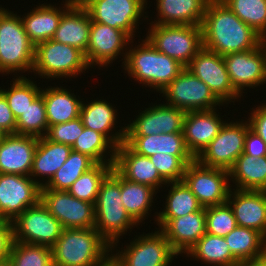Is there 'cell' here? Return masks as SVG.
<instances>
[{
	"instance_id": "cell-53",
	"label": "cell",
	"mask_w": 266,
	"mask_h": 266,
	"mask_svg": "<svg viewBox=\"0 0 266 266\" xmlns=\"http://www.w3.org/2000/svg\"><path fill=\"white\" fill-rule=\"evenodd\" d=\"M0 266H15L10 258L0 261Z\"/></svg>"
},
{
	"instance_id": "cell-12",
	"label": "cell",
	"mask_w": 266,
	"mask_h": 266,
	"mask_svg": "<svg viewBox=\"0 0 266 266\" xmlns=\"http://www.w3.org/2000/svg\"><path fill=\"white\" fill-rule=\"evenodd\" d=\"M13 225V241L52 247L61 236V223L39 201L25 209Z\"/></svg>"
},
{
	"instance_id": "cell-51",
	"label": "cell",
	"mask_w": 266,
	"mask_h": 266,
	"mask_svg": "<svg viewBox=\"0 0 266 266\" xmlns=\"http://www.w3.org/2000/svg\"><path fill=\"white\" fill-rule=\"evenodd\" d=\"M237 266H266V256L256 260L241 262Z\"/></svg>"
},
{
	"instance_id": "cell-32",
	"label": "cell",
	"mask_w": 266,
	"mask_h": 266,
	"mask_svg": "<svg viewBox=\"0 0 266 266\" xmlns=\"http://www.w3.org/2000/svg\"><path fill=\"white\" fill-rule=\"evenodd\" d=\"M125 143L134 152L147 157L156 153L192 156L185 145L183 132L149 136H125Z\"/></svg>"
},
{
	"instance_id": "cell-50",
	"label": "cell",
	"mask_w": 266,
	"mask_h": 266,
	"mask_svg": "<svg viewBox=\"0 0 266 266\" xmlns=\"http://www.w3.org/2000/svg\"><path fill=\"white\" fill-rule=\"evenodd\" d=\"M12 243L13 225L12 222L5 221L0 226V261L9 258Z\"/></svg>"
},
{
	"instance_id": "cell-54",
	"label": "cell",
	"mask_w": 266,
	"mask_h": 266,
	"mask_svg": "<svg viewBox=\"0 0 266 266\" xmlns=\"http://www.w3.org/2000/svg\"><path fill=\"white\" fill-rule=\"evenodd\" d=\"M8 134L5 132V130L0 126V141L5 138Z\"/></svg>"
},
{
	"instance_id": "cell-31",
	"label": "cell",
	"mask_w": 266,
	"mask_h": 266,
	"mask_svg": "<svg viewBox=\"0 0 266 266\" xmlns=\"http://www.w3.org/2000/svg\"><path fill=\"white\" fill-rule=\"evenodd\" d=\"M170 188L166 194V201L163 203V209L155 212V222L158 229H162L172 218L188 215L200 211L203 206L198 202L196 196L191 192L190 188L182 181L167 182L165 185Z\"/></svg>"
},
{
	"instance_id": "cell-20",
	"label": "cell",
	"mask_w": 266,
	"mask_h": 266,
	"mask_svg": "<svg viewBox=\"0 0 266 266\" xmlns=\"http://www.w3.org/2000/svg\"><path fill=\"white\" fill-rule=\"evenodd\" d=\"M218 109L188 111L183 120L185 145L196 159L209 143L218 135L226 122Z\"/></svg>"
},
{
	"instance_id": "cell-23",
	"label": "cell",
	"mask_w": 266,
	"mask_h": 266,
	"mask_svg": "<svg viewBox=\"0 0 266 266\" xmlns=\"http://www.w3.org/2000/svg\"><path fill=\"white\" fill-rule=\"evenodd\" d=\"M39 137L8 134L0 141V173L30 176Z\"/></svg>"
},
{
	"instance_id": "cell-7",
	"label": "cell",
	"mask_w": 266,
	"mask_h": 266,
	"mask_svg": "<svg viewBox=\"0 0 266 266\" xmlns=\"http://www.w3.org/2000/svg\"><path fill=\"white\" fill-rule=\"evenodd\" d=\"M134 236L126 248L122 243L121 250L117 244L111 245V261L116 266H170L178 256L160 229Z\"/></svg>"
},
{
	"instance_id": "cell-2",
	"label": "cell",
	"mask_w": 266,
	"mask_h": 266,
	"mask_svg": "<svg viewBox=\"0 0 266 266\" xmlns=\"http://www.w3.org/2000/svg\"><path fill=\"white\" fill-rule=\"evenodd\" d=\"M131 43H134L133 39L121 66L128 78L142 86L153 88L154 92L160 93L185 68L177 60L156 50L146 38L137 46Z\"/></svg>"
},
{
	"instance_id": "cell-22",
	"label": "cell",
	"mask_w": 266,
	"mask_h": 266,
	"mask_svg": "<svg viewBox=\"0 0 266 266\" xmlns=\"http://www.w3.org/2000/svg\"><path fill=\"white\" fill-rule=\"evenodd\" d=\"M113 167L125 179L150 186L157 193L160 187L162 189L167 184L150 158L134 152L125 142L116 148Z\"/></svg>"
},
{
	"instance_id": "cell-36",
	"label": "cell",
	"mask_w": 266,
	"mask_h": 266,
	"mask_svg": "<svg viewBox=\"0 0 266 266\" xmlns=\"http://www.w3.org/2000/svg\"><path fill=\"white\" fill-rule=\"evenodd\" d=\"M224 238L232 255L240 263L266 256V238L254 229L236 226Z\"/></svg>"
},
{
	"instance_id": "cell-16",
	"label": "cell",
	"mask_w": 266,
	"mask_h": 266,
	"mask_svg": "<svg viewBox=\"0 0 266 266\" xmlns=\"http://www.w3.org/2000/svg\"><path fill=\"white\" fill-rule=\"evenodd\" d=\"M40 201L63 228H91L95 225V207L73 197L68 191L40 190Z\"/></svg>"
},
{
	"instance_id": "cell-38",
	"label": "cell",
	"mask_w": 266,
	"mask_h": 266,
	"mask_svg": "<svg viewBox=\"0 0 266 266\" xmlns=\"http://www.w3.org/2000/svg\"><path fill=\"white\" fill-rule=\"evenodd\" d=\"M17 75H15L16 78L14 77L10 81L8 90L0 87V92L5 96L16 119L42 92V88L39 85L37 86V81L32 80V78H26V76L21 74Z\"/></svg>"
},
{
	"instance_id": "cell-44",
	"label": "cell",
	"mask_w": 266,
	"mask_h": 266,
	"mask_svg": "<svg viewBox=\"0 0 266 266\" xmlns=\"http://www.w3.org/2000/svg\"><path fill=\"white\" fill-rule=\"evenodd\" d=\"M237 226L232 208L228 202L206 207V232L225 237Z\"/></svg>"
},
{
	"instance_id": "cell-13",
	"label": "cell",
	"mask_w": 266,
	"mask_h": 266,
	"mask_svg": "<svg viewBox=\"0 0 266 266\" xmlns=\"http://www.w3.org/2000/svg\"><path fill=\"white\" fill-rule=\"evenodd\" d=\"M229 171L201 165L196 159L185 168L183 181L203 207L227 202L231 184Z\"/></svg>"
},
{
	"instance_id": "cell-48",
	"label": "cell",
	"mask_w": 266,
	"mask_h": 266,
	"mask_svg": "<svg viewBox=\"0 0 266 266\" xmlns=\"http://www.w3.org/2000/svg\"><path fill=\"white\" fill-rule=\"evenodd\" d=\"M243 153L257 158L266 156V143L250 127L247 129Z\"/></svg>"
},
{
	"instance_id": "cell-6",
	"label": "cell",
	"mask_w": 266,
	"mask_h": 266,
	"mask_svg": "<svg viewBox=\"0 0 266 266\" xmlns=\"http://www.w3.org/2000/svg\"><path fill=\"white\" fill-rule=\"evenodd\" d=\"M90 69L85 54L79 49L53 39L35 46V59L32 73L43 79L61 80L74 78Z\"/></svg>"
},
{
	"instance_id": "cell-1",
	"label": "cell",
	"mask_w": 266,
	"mask_h": 266,
	"mask_svg": "<svg viewBox=\"0 0 266 266\" xmlns=\"http://www.w3.org/2000/svg\"><path fill=\"white\" fill-rule=\"evenodd\" d=\"M203 47L219 55L257 48L264 39L221 0H210L201 24Z\"/></svg>"
},
{
	"instance_id": "cell-33",
	"label": "cell",
	"mask_w": 266,
	"mask_h": 266,
	"mask_svg": "<svg viewBox=\"0 0 266 266\" xmlns=\"http://www.w3.org/2000/svg\"><path fill=\"white\" fill-rule=\"evenodd\" d=\"M229 177L235 189L266 191V156L257 158L242 153L229 170Z\"/></svg>"
},
{
	"instance_id": "cell-34",
	"label": "cell",
	"mask_w": 266,
	"mask_h": 266,
	"mask_svg": "<svg viewBox=\"0 0 266 266\" xmlns=\"http://www.w3.org/2000/svg\"><path fill=\"white\" fill-rule=\"evenodd\" d=\"M185 255L197 262L201 260L202 264L208 266H237L240 263L232 255L224 237L214 236L207 232Z\"/></svg>"
},
{
	"instance_id": "cell-47",
	"label": "cell",
	"mask_w": 266,
	"mask_h": 266,
	"mask_svg": "<svg viewBox=\"0 0 266 266\" xmlns=\"http://www.w3.org/2000/svg\"><path fill=\"white\" fill-rule=\"evenodd\" d=\"M253 109V110H252ZM248 121L250 128L255 131L262 140L266 143V103H261L258 107L251 108V113H248Z\"/></svg>"
},
{
	"instance_id": "cell-9",
	"label": "cell",
	"mask_w": 266,
	"mask_h": 266,
	"mask_svg": "<svg viewBox=\"0 0 266 266\" xmlns=\"http://www.w3.org/2000/svg\"><path fill=\"white\" fill-rule=\"evenodd\" d=\"M147 3L148 0H91L84 8L91 21L123 30L135 40L140 21L149 20Z\"/></svg>"
},
{
	"instance_id": "cell-10",
	"label": "cell",
	"mask_w": 266,
	"mask_h": 266,
	"mask_svg": "<svg viewBox=\"0 0 266 266\" xmlns=\"http://www.w3.org/2000/svg\"><path fill=\"white\" fill-rule=\"evenodd\" d=\"M160 94L164 97L165 104L185 112L216 109L217 106L221 109L220 106L224 105L207 84L186 67Z\"/></svg>"
},
{
	"instance_id": "cell-37",
	"label": "cell",
	"mask_w": 266,
	"mask_h": 266,
	"mask_svg": "<svg viewBox=\"0 0 266 266\" xmlns=\"http://www.w3.org/2000/svg\"><path fill=\"white\" fill-rule=\"evenodd\" d=\"M71 147L73 151L87 155L95 163L115 162L116 147L98 131L84 127Z\"/></svg>"
},
{
	"instance_id": "cell-49",
	"label": "cell",
	"mask_w": 266,
	"mask_h": 266,
	"mask_svg": "<svg viewBox=\"0 0 266 266\" xmlns=\"http://www.w3.org/2000/svg\"><path fill=\"white\" fill-rule=\"evenodd\" d=\"M0 126L7 134H16V118L14 117L5 96L0 92Z\"/></svg>"
},
{
	"instance_id": "cell-40",
	"label": "cell",
	"mask_w": 266,
	"mask_h": 266,
	"mask_svg": "<svg viewBox=\"0 0 266 266\" xmlns=\"http://www.w3.org/2000/svg\"><path fill=\"white\" fill-rule=\"evenodd\" d=\"M114 163H96L84 172L67 190L73 197L95 204L99 187Z\"/></svg>"
},
{
	"instance_id": "cell-15",
	"label": "cell",
	"mask_w": 266,
	"mask_h": 266,
	"mask_svg": "<svg viewBox=\"0 0 266 266\" xmlns=\"http://www.w3.org/2000/svg\"><path fill=\"white\" fill-rule=\"evenodd\" d=\"M132 38L123 30L92 21L89 43L85 54L90 68L112 65L114 60L121 58L125 62L127 48ZM126 47V48H125Z\"/></svg>"
},
{
	"instance_id": "cell-3",
	"label": "cell",
	"mask_w": 266,
	"mask_h": 266,
	"mask_svg": "<svg viewBox=\"0 0 266 266\" xmlns=\"http://www.w3.org/2000/svg\"><path fill=\"white\" fill-rule=\"evenodd\" d=\"M53 266H104L111 245L94 228H64L51 247Z\"/></svg>"
},
{
	"instance_id": "cell-19",
	"label": "cell",
	"mask_w": 266,
	"mask_h": 266,
	"mask_svg": "<svg viewBox=\"0 0 266 266\" xmlns=\"http://www.w3.org/2000/svg\"><path fill=\"white\" fill-rule=\"evenodd\" d=\"M149 104L126 126L125 136H149L183 132V120L186 112L165 104ZM151 105V106H150Z\"/></svg>"
},
{
	"instance_id": "cell-25",
	"label": "cell",
	"mask_w": 266,
	"mask_h": 266,
	"mask_svg": "<svg viewBox=\"0 0 266 266\" xmlns=\"http://www.w3.org/2000/svg\"><path fill=\"white\" fill-rule=\"evenodd\" d=\"M161 231L178 255L186 254L206 233V207L185 216L172 218Z\"/></svg>"
},
{
	"instance_id": "cell-35",
	"label": "cell",
	"mask_w": 266,
	"mask_h": 266,
	"mask_svg": "<svg viewBox=\"0 0 266 266\" xmlns=\"http://www.w3.org/2000/svg\"><path fill=\"white\" fill-rule=\"evenodd\" d=\"M157 192L150 186L135 183L121 175V200L127 213L138 224L148 219ZM155 196V197H154ZM155 199V200H154ZM149 211V212H148Z\"/></svg>"
},
{
	"instance_id": "cell-5",
	"label": "cell",
	"mask_w": 266,
	"mask_h": 266,
	"mask_svg": "<svg viewBox=\"0 0 266 266\" xmlns=\"http://www.w3.org/2000/svg\"><path fill=\"white\" fill-rule=\"evenodd\" d=\"M34 59L35 45L29 40L20 16L6 8L0 15V74L31 73Z\"/></svg>"
},
{
	"instance_id": "cell-55",
	"label": "cell",
	"mask_w": 266,
	"mask_h": 266,
	"mask_svg": "<svg viewBox=\"0 0 266 266\" xmlns=\"http://www.w3.org/2000/svg\"><path fill=\"white\" fill-rule=\"evenodd\" d=\"M6 9L0 5V15L5 11Z\"/></svg>"
},
{
	"instance_id": "cell-11",
	"label": "cell",
	"mask_w": 266,
	"mask_h": 266,
	"mask_svg": "<svg viewBox=\"0 0 266 266\" xmlns=\"http://www.w3.org/2000/svg\"><path fill=\"white\" fill-rule=\"evenodd\" d=\"M249 121H226L196 160L203 166L229 171L243 153Z\"/></svg>"
},
{
	"instance_id": "cell-26",
	"label": "cell",
	"mask_w": 266,
	"mask_h": 266,
	"mask_svg": "<svg viewBox=\"0 0 266 266\" xmlns=\"http://www.w3.org/2000/svg\"><path fill=\"white\" fill-rule=\"evenodd\" d=\"M64 3V4H62ZM64 5V6H63ZM71 7L66 1L61 6L40 4L30 12L20 15L23 27L29 40L36 46L40 42L51 40L59 26L62 15Z\"/></svg>"
},
{
	"instance_id": "cell-24",
	"label": "cell",
	"mask_w": 266,
	"mask_h": 266,
	"mask_svg": "<svg viewBox=\"0 0 266 266\" xmlns=\"http://www.w3.org/2000/svg\"><path fill=\"white\" fill-rule=\"evenodd\" d=\"M97 99L90 102L86 99L87 103L83 101L79 117L85 128L100 132L117 148L125 142L126 125L116 132L115 126L119 118L116 106L104 98Z\"/></svg>"
},
{
	"instance_id": "cell-56",
	"label": "cell",
	"mask_w": 266,
	"mask_h": 266,
	"mask_svg": "<svg viewBox=\"0 0 266 266\" xmlns=\"http://www.w3.org/2000/svg\"><path fill=\"white\" fill-rule=\"evenodd\" d=\"M104 266H113V262L110 260L107 264H105Z\"/></svg>"
},
{
	"instance_id": "cell-30",
	"label": "cell",
	"mask_w": 266,
	"mask_h": 266,
	"mask_svg": "<svg viewBox=\"0 0 266 266\" xmlns=\"http://www.w3.org/2000/svg\"><path fill=\"white\" fill-rule=\"evenodd\" d=\"M65 86L42 88L48 126L65 123L80 116L82 100L79 95Z\"/></svg>"
},
{
	"instance_id": "cell-18",
	"label": "cell",
	"mask_w": 266,
	"mask_h": 266,
	"mask_svg": "<svg viewBox=\"0 0 266 266\" xmlns=\"http://www.w3.org/2000/svg\"><path fill=\"white\" fill-rule=\"evenodd\" d=\"M41 186L30 176L0 173V215L12 222L40 201Z\"/></svg>"
},
{
	"instance_id": "cell-14",
	"label": "cell",
	"mask_w": 266,
	"mask_h": 266,
	"mask_svg": "<svg viewBox=\"0 0 266 266\" xmlns=\"http://www.w3.org/2000/svg\"><path fill=\"white\" fill-rule=\"evenodd\" d=\"M223 59L232 87L242 98L245 96L243 93L247 88L255 89V87L266 84V45L264 41L255 49L229 53L224 55Z\"/></svg>"
},
{
	"instance_id": "cell-27",
	"label": "cell",
	"mask_w": 266,
	"mask_h": 266,
	"mask_svg": "<svg viewBox=\"0 0 266 266\" xmlns=\"http://www.w3.org/2000/svg\"><path fill=\"white\" fill-rule=\"evenodd\" d=\"M210 0H156L152 24L201 26Z\"/></svg>"
},
{
	"instance_id": "cell-57",
	"label": "cell",
	"mask_w": 266,
	"mask_h": 266,
	"mask_svg": "<svg viewBox=\"0 0 266 266\" xmlns=\"http://www.w3.org/2000/svg\"><path fill=\"white\" fill-rule=\"evenodd\" d=\"M5 222V220L0 215V226Z\"/></svg>"
},
{
	"instance_id": "cell-39",
	"label": "cell",
	"mask_w": 266,
	"mask_h": 266,
	"mask_svg": "<svg viewBox=\"0 0 266 266\" xmlns=\"http://www.w3.org/2000/svg\"><path fill=\"white\" fill-rule=\"evenodd\" d=\"M95 164L87 155L72 150L65 163L44 187L57 191H67L84 172Z\"/></svg>"
},
{
	"instance_id": "cell-41",
	"label": "cell",
	"mask_w": 266,
	"mask_h": 266,
	"mask_svg": "<svg viewBox=\"0 0 266 266\" xmlns=\"http://www.w3.org/2000/svg\"><path fill=\"white\" fill-rule=\"evenodd\" d=\"M240 20L266 39V0H221Z\"/></svg>"
},
{
	"instance_id": "cell-21",
	"label": "cell",
	"mask_w": 266,
	"mask_h": 266,
	"mask_svg": "<svg viewBox=\"0 0 266 266\" xmlns=\"http://www.w3.org/2000/svg\"><path fill=\"white\" fill-rule=\"evenodd\" d=\"M229 203L237 226L254 229L266 238V191L231 188Z\"/></svg>"
},
{
	"instance_id": "cell-8",
	"label": "cell",
	"mask_w": 266,
	"mask_h": 266,
	"mask_svg": "<svg viewBox=\"0 0 266 266\" xmlns=\"http://www.w3.org/2000/svg\"><path fill=\"white\" fill-rule=\"evenodd\" d=\"M148 24L145 38L160 53L172 57L184 67L203 48L201 26Z\"/></svg>"
},
{
	"instance_id": "cell-45",
	"label": "cell",
	"mask_w": 266,
	"mask_h": 266,
	"mask_svg": "<svg viewBox=\"0 0 266 266\" xmlns=\"http://www.w3.org/2000/svg\"><path fill=\"white\" fill-rule=\"evenodd\" d=\"M149 158L166 182L182 181L186 166L195 160L193 156H175L168 153H156Z\"/></svg>"
},
{
	"instance_id": "cell-4",
	"label": "cell",
	"mask_w": 266,
	"mask_h": 266,
	"mask_svg": "<svg viewBox=\"0 0 266 266\" xmlns=\"http://www.w3.org/2000/svg\"><path fill=\"white\" fill-rule=\"evenodd\" d=\"M94 207V228L110 245H119L120 238L138 226L122 204L121 174L114 167L102 180Z\"/></svg>"
},
{
	"instance_id": "cell-42",
	"label": "cell",
	"mask_w": 266,
	"mask_h": 266,
	"mask_svg": "<svg viewBox=\"0 0 266 266\" xmlns=\"http://www.w3.org/2000/svg\"><path fill=\"white\" fill-rule=\"evenodd\" d=\"M48 129L46 108L40 94L16 119V134L44 137Z\"/></svg>"
},
{
	"instance_id": "cell-52",
	"label": "cell",
	"mask_w": 266,
	"mask_h": 266,
	"mask_svg": "<svg viewBox=\"0 0 266 266\" xmlns=\"http://www.w3.org/2000/svg\"><path fill=\"white\" fill-rule=\"evenodd\" d=\"M69 5L75 7H84L88 4L91 0H65Z\"/></svg>"
},
{
	"instance_id": "cell-17",
	"label": "cell",
	"mask_w": 266,
	"mask_h": 266,
	"mask_svg": "<svg viewBox=\"0 0 266 266\" xmlns=\"http://www.w3.org/2000/svg\"><path fill=\"white\" fill-rule=\"evenodd\" d=\"M186 68L207 84L223 104L234 103L236 100L238 102L241 99L232 87L222 55L203 47Z\"/></svg>"
},
{
	"instance_id": "cell-28",
	"label": "cell",
	"mask_w": 266,
	"mask_h": 266,
	"mask_svg": "<svg viewBox=\"0 0 266 266\" xmlns=\"http://www.w3.org/2000/svg\"><path fill=\"white\" fill-rule=\"evenodd\" d=\"M71 151L70 145L40 137L34 153L30 177L41 187L45 186L68 159Z\"/></svg>"
},
{
	"instance_id": "cell-29",
	"label": "cell",
	"mask_w": 266,
	"mask_h": 266,
	"mask_svg": "<svg viewBox=\"0 0 266 266\" xmlns=\"http://www.w3.org/2000/svg\"><path fill=\"white\" fill-rule=\"evenodd\" d=\"M91 25V17L84 7L71 6L62 15L52 39L86 54Z\"/></svg>"
},
{
	"instance_id": "cell-43",
	"label": "cell",
	"mask_w": 266,
	"mask_h": 266,
	"mask_svg": "<svg viewBox=\"0 0 266 266\" xmlns=\"http://www.w3.org/2000/svg\"><path fill=\"white\" fill-rule=\"evenodd\" d=\"M9 258L15 266H53L52 248L13 241Z\"/></svg>"
},
{
	"instance_id": "cell-46",
	"label": "cell",
	"mask_w": 266,
	"mask_h": 266,
	"mask_svg": "<svg viewBox=\"0 0 266 266\" xmlns=\"http://www.w3.org/2000/svg\"><path fill=\"white\" fill-rule=\"evenodd\" d=\"M84 125L80 117L77 119L48 126L46 139L72 146L81 135Z\"/></svg>"
}]
</instances>
